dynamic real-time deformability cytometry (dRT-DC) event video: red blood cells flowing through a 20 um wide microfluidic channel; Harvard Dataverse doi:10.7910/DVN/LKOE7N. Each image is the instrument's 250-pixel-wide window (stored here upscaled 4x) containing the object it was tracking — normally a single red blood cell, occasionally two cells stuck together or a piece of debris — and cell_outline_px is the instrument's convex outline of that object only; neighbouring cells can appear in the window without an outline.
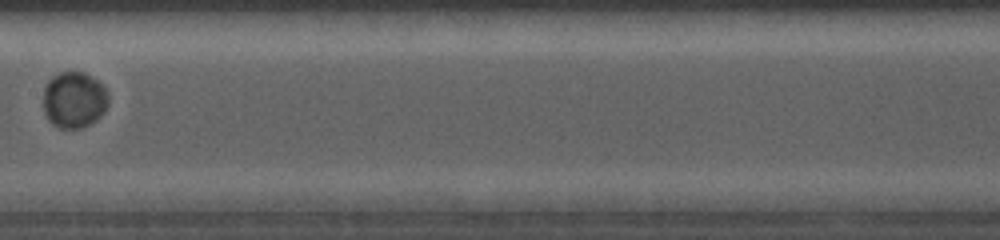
{"species": "common noctule bat (a hibernating species)", "species_latin": "Nyctalus noctula", "temperature_condition": "cold", "stored_images_in_passage": 10, "camera_frame_rate_fps": 5000, "um_per_image_px": 0.085, "animal": {"sex": "female", "body_mass_g": 19.0, "forearm_length_mm": 56.7}, "frame": {"image": 1, "passage_image": 7, "time_ms": 3.6, "image_size_px": [1000, 240], "cell_outline_px": [[108, 104], [104, 112], [96, 120], [80, 128], [60, 128], [52, 124], [48, 120], [44, 112], [44, 88], [48, 80], [52, 76], [60, 72], [84, 72], [96, 80], [108, 92]], "centroid_in_image_um": [6.28, 8.49], "position_along_channel_um": 201.1, "area_um2": 21.33}}